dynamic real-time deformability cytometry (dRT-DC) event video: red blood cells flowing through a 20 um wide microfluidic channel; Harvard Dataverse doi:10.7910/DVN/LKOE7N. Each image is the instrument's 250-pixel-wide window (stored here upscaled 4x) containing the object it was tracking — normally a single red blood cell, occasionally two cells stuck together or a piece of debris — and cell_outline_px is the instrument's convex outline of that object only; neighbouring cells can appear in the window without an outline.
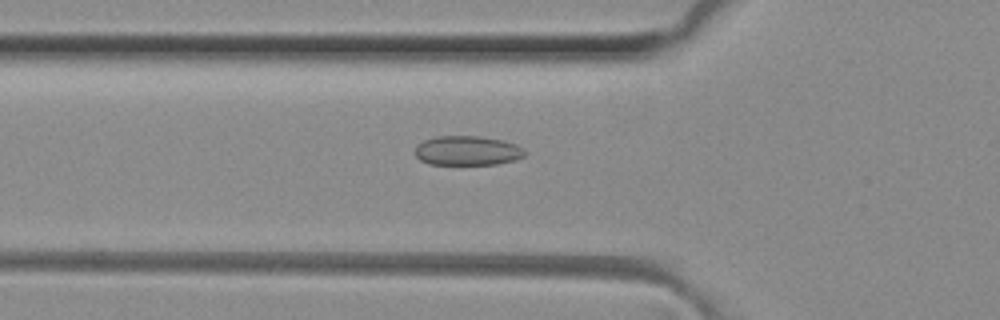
{"species": "common noctule bat (a hibernating species)", "species_latin": "Nyctalus noctula", "temperature_condition": "room temperature", "stored_images_in_passage": 50, "camera_frame_rate_fps": 3000, "um_per_image_px": 0.085, "animal": {"sex": "female", "body_mass_g": 29.2, "forearm_length_mm": 56.3}, "frame": {"image": 1, "passage_image": 17, "time_ms": 5.333, "image_size_px": [1000, 320], "cell_outline_px": [[528, 152], [524, 156], [516, 160], [496, 164], [428, 164], [420, 160], [416, 156], [416, 144], [424, 140], [436, 136], [476, 136], [500, 140], [516, 144], [524, 148]], "centroid_in_image_um": [39.74, 12.81], "position_along_channel_um": 86.1, "area_um2": 18.9}}
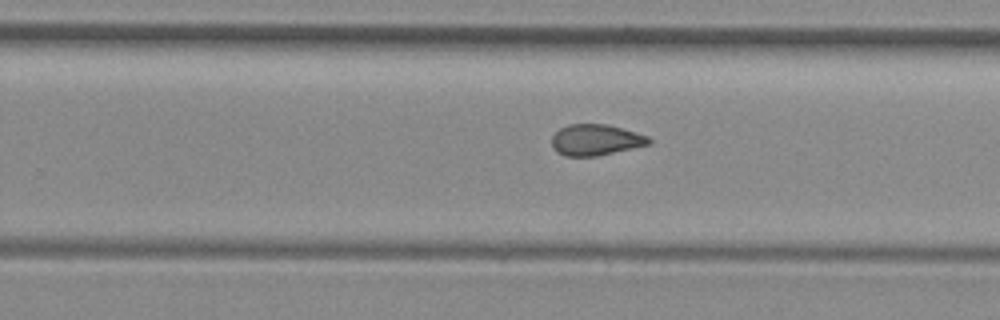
{"frame": {"image": 2, "passage_image": 31, "time_ms": 10.0, "image_size_px": [1000, 320], "cell_outline_px": [[652, 144], [596, 156], [564, 156], [556, 152], [552, 148], [552, 136], [560, 128], [568, 124], [608, 124], [636, 132], [648, 136], [652, 140]], "centroid_in_image_um": [50.64, 11.89], "position_along_channel_um": 279.2, "area_um2": 17.74}}
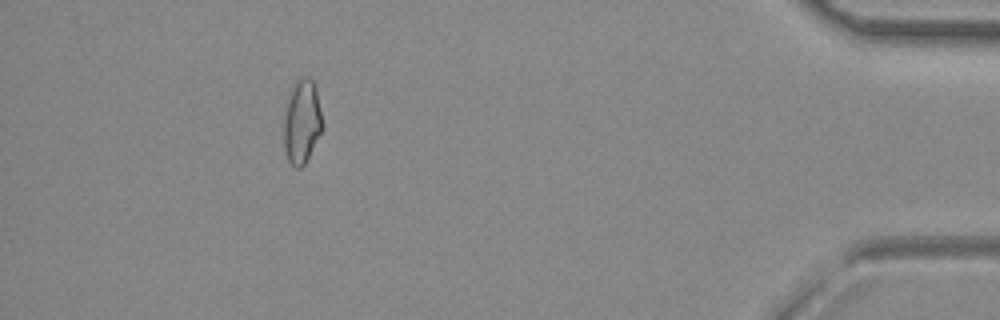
{"frame": {"image": 3, "passage_image": 45, "time_ms": 14.667, "image_size_px": [1000, 320], "cell_outline_px": [[324, 128], [304, 164], [300, 168], [296, 168], [288, 160], [284, 148], [284, 116], [288, 96], [292, 84], [296, 80], [304, 76], [308, 76], [316, 84]], "centroid_in_image_um": [25.67, 10.29], "position_along_channel_um": 409.5, "area_um2": 19.19}, "authors_computed_cell_mechanics": {"area_um2": 18.8139, "velocity_mm_per_s": 4.1339, "shape_relaxation_time_tau1_ms": null, "shape_relaxation_time_tau2_ms": 2.3396, "deformation_change_tau1": null, "deformation_change_tau2": 0.0849}}